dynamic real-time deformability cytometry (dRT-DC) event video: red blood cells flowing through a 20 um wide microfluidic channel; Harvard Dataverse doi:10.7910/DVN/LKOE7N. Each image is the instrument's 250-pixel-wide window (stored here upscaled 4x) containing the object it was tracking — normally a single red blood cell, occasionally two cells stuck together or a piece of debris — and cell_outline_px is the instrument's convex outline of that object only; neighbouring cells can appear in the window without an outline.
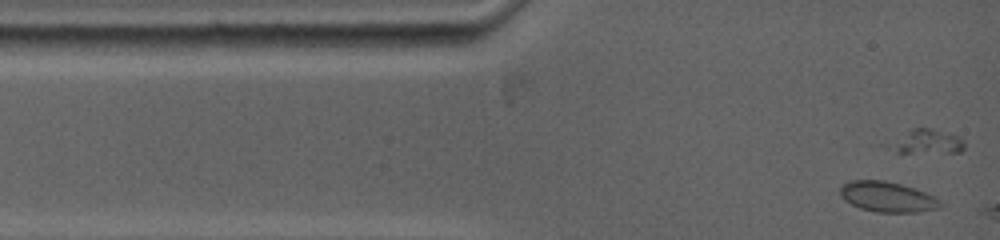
{"species": "common noctule bat (a hibernating species)", "species_latin": "Nyctalus noctula", "temperature_condition": "warm", "stored_images_in_passage": 2, "camera_frame_rate_fps": 5000, "um_per_image_px": 0.085, "animal": {"sex": "female", "body_mass_g": 19.0, "forearm_length_mm": 53.3}, "frame": {"image": 1, "passage_image": 1, "time_ms": 0.0, "image_size_px": [1000, 240], "cell_outline_px": [[944, 204], [940, 208], [916, 212], [876, 212], [860, 208], [844, 200], [840, 196], [840, 188], [848, 180], [884, 180], [916, 188], [936, 196]], "centroid_in_image_um": [75.46, 16.73], "position_along_channel_um": 9.5, "area_um2": 17.92}}